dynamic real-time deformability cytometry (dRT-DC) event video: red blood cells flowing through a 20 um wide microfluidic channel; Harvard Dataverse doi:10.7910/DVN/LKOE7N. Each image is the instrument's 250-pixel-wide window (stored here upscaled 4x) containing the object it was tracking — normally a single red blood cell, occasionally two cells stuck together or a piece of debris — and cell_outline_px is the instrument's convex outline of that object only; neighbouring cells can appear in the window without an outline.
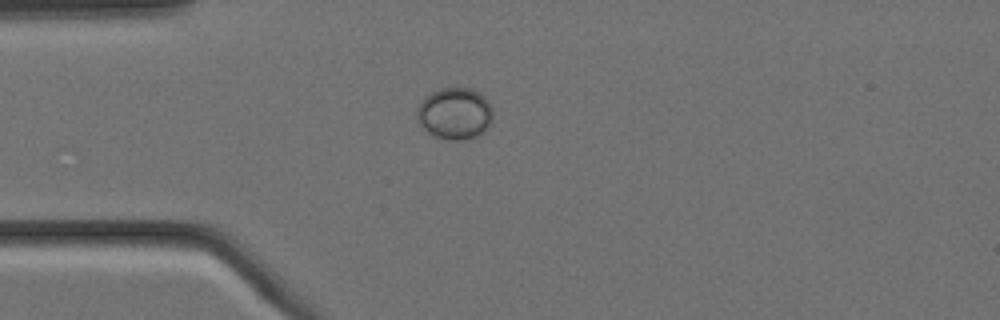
{"species": "Egyptian fruit bat (a non-hibernating species)", "species_latin": "Rousettus aegyptiacus", "temperature_condition": "cold", "stored_images_in_passage": 12, "camera_frame_rate_fps": 3000, "um_per_image_px": 0.085, "animal": {"sex": "female"}, "frame": {"image": 1, "passage_image": 1, "time_ms": 0.0, "image_size_px": [1000, 320], "cell_outline_px": [[492, 124], [484, 132], [476, 136], [464, 140], [448, 140], [436, 136], [428, 132], [416, 120], [416, 112], [420, 104], [432, 92], [440, 88], [472, 88], [480, 92], [488, 100], [492, 108]], "centroid_in_image_um": [38.7, 9.65], "position_along_channel_um": 46.3, "area_um2": 23.0}}
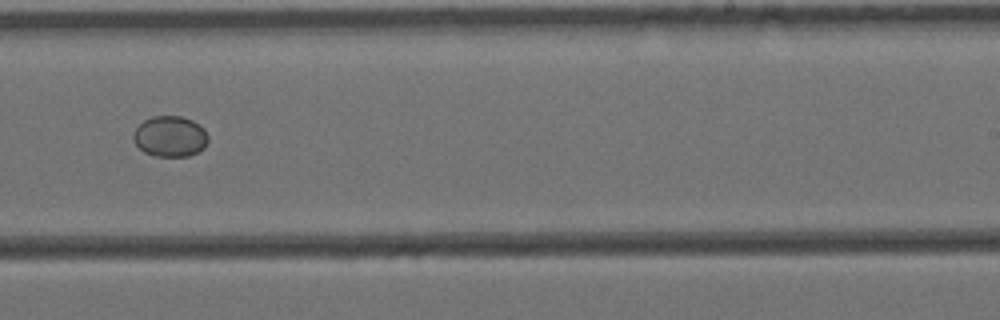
{"frame": {"image": 2, "passage_image": 7, "time_ms": 2.0, "image_size_px": [1000, 320], "cell_outline_px": [[208, 140], [204, 148], [200, 152], [188, 156], [156, 156], [144, 152], [132, 140], [132, 136], [136, 128], [144, 120], [152, 116], [180, 116], [192, 120], [204, 128], [208, 136]], "centroid_in_image_um": [14.47, 11.6], "position_along_channel_um": 274.5, "area_um2": 17.86}}
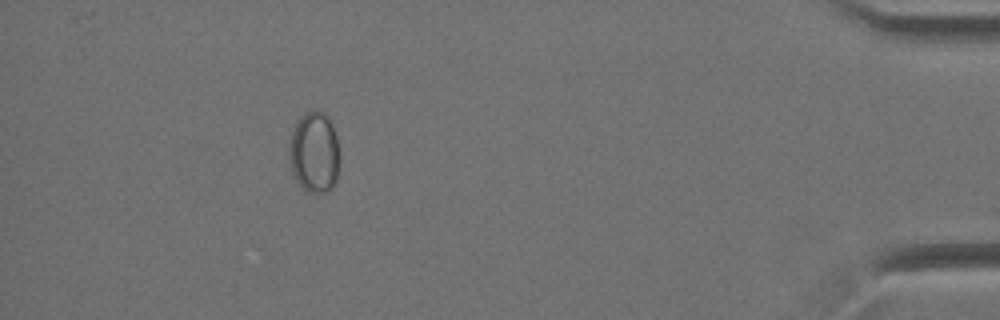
{"frame": {"image": 3, "passage_image": 11, "time_ms": 3.333, "image_size_px": [1000, 320], "cell_outline_px": [[340, 160], [336, 180], [332, 188], [324, 192], [304, 192], [296, 180], [292, 172], [288, 156], [288, 144], [296, 120], [304, 112], [316, 108], [324, 112], [328, 116], [332, 124], [336, 136], [340, 156]], "centroid_in_image_um": [26.7, 12.92], "position_along_channel_um": 408.5, "area_um2": 24.57}}